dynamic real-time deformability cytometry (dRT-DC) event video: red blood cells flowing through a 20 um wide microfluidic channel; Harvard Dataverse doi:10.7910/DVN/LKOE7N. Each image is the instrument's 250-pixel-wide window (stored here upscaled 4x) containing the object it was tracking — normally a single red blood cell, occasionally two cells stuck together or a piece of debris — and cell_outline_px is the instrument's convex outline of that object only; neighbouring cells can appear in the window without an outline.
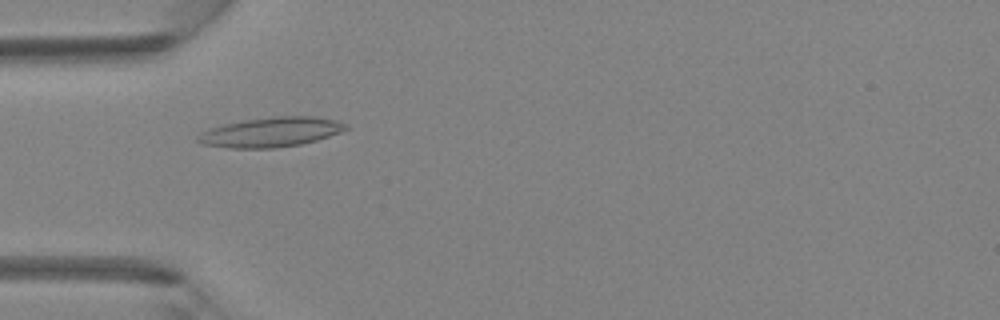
{"species": "Egyptian fruit bat (a non-hibernating species)", "species_latin": "Rousettus aegyptiacus", "temperature_condition": "room temperature", "stored_images_in_passage": 39, "camera_frame_rate_fps": 3000, "um_per_image_px": 0.085, "animal": {"sex": "female"}, "frame": {"image": 1, "passage_image": 8, "time_ms": 2.333, "image_size_px": [1000, 320], "cell_outline_px": [[348, 128], [340, 132], [316, 140], [300, 144], [276, 148], [228, 148], [200, 144], [196, 140], [196, 136], [200, 132], [208, 128], [224, 124], [248, 120], [276, 116], [316, 116], [348, 124]], "centroid_in_image_um": [22.97, 11.24], "position_along_channel_um": 62.0, "area_um2": 25.55}}
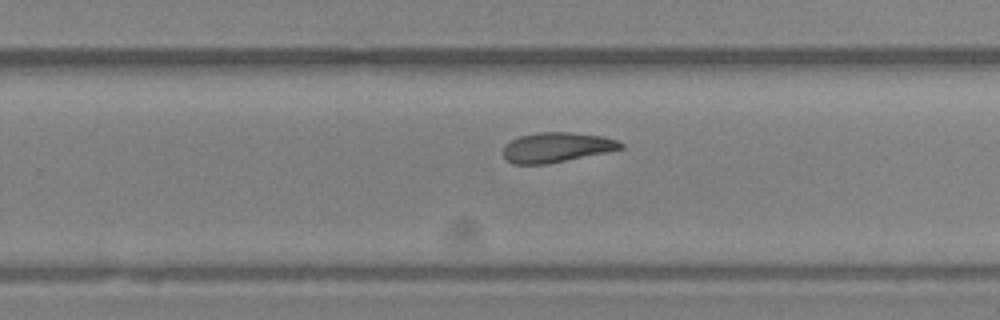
{"frame": {"image": 2, "passage_image": 23, "time_ms": 7.333, "image_size_px": [1000, 320], "cell_outline_px": [[624, 148], [548, 164], [512, 164], [504, 156], [504, 144], [520, 136], [540, 132], [572, 132], [604, 136], [616, 140], [624, 144]], "centroid_in_image_um": [47.32, 12.52], "position_along_channel_um": 282.5, "area_um2": 20.35}}
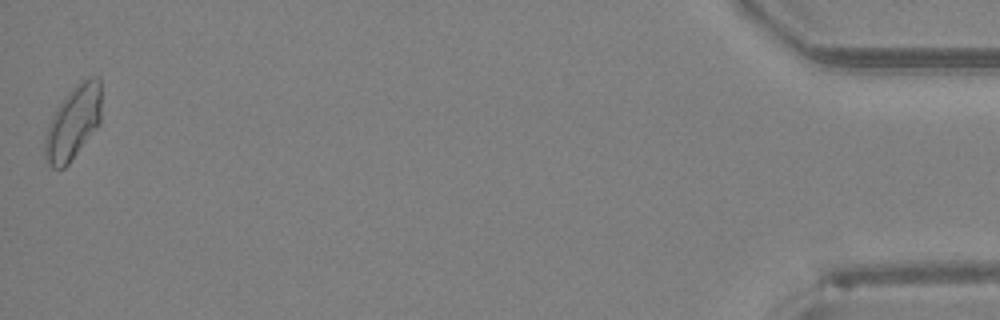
{"frame": {"image": 3, "passage_image": 39, "time_ms": 12.667, "image_size_px": [1000, 320], "cell_outline_px": [[100, 124], [68, 164], [64, 168], [52, 168], [48, 164], [44, 156], [44, 136], [48, 124], [56, 108], [68, 92], [76, 84], [88, 76], [100, 76]], "centroid_in_image_um": [6.2, 10.42], "position_along_channel_um": 429.0, "area_um2": 24.33}}